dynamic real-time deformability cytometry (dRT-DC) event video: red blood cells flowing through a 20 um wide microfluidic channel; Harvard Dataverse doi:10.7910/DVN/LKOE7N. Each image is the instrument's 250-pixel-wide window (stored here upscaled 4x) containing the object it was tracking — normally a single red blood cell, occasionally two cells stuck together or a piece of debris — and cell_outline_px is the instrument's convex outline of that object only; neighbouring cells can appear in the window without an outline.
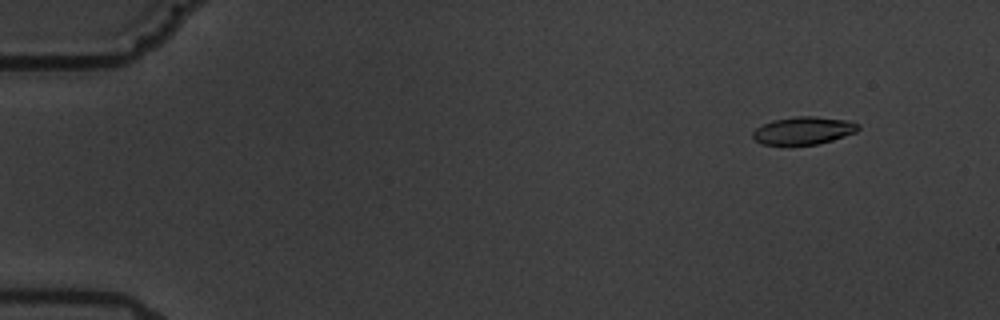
{"species": "common noctule bat (a hibernating species)", "species_latin": "Nyctalus noctula", "temperature_condition": "warm", "stored_images_in_passage": 4, "camera_frame_rate_fps": 3000, "um_per_image_px": 0.085, "animal": {"sex": "male", "body_mass_g": 19.5, "forearm_length_mm": 54.6}, "frame": {"image": 1, "passage_image": 1, "time_ms": 0.0, "image_size_px": [1000, 320], "cell_outline_px": [[860, 128], [856, 132], [832, 140], [816, 144], [760, 144], [752, 136], [752, 132], [756, 128], [772, 120], [796, 116], [816, 116], [844, 120], [860, 124]], "centroid_in_image_um": [68.29, 11.09], "position_along_channel_um": 16.7, "area_um2": 16.82}}